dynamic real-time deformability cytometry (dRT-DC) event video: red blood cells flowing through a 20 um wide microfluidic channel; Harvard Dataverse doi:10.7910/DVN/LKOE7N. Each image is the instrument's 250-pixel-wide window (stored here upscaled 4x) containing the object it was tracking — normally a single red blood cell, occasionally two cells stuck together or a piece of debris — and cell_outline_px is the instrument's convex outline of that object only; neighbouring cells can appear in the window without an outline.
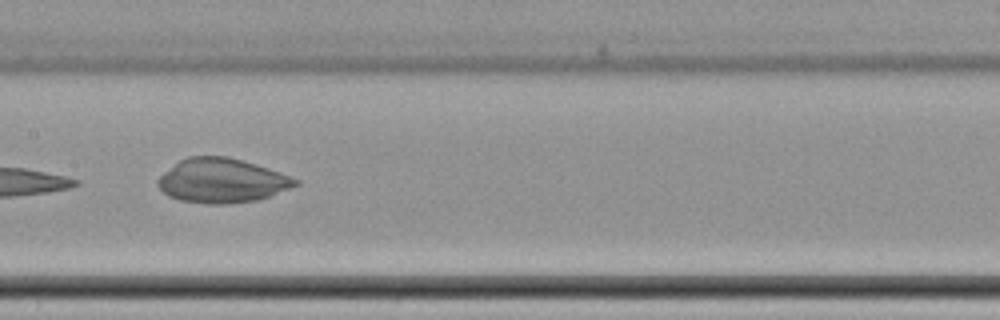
{"species": "common noctule bat (a hibernating species)", "species_latin": "Nyctalus noctula", "temperature_condition": "cold", "stored_images_in_passage": 12, "camera_frame_rate_fps": 3000, "um_per_image_px": 0.085, "animal": {"sex": "female", "body_mass_g": 22.7, "forearm_length_mm": 54.2}, "frame": {"image": 1, "passage_image": 9, "time_ms": 10.667, "image_size_px": [1000, 320], "cell_outline_px": [[300, 184], [268, 196], [256, 200], [228, 204], [208, 204], [180, 200], [168, 196], [156, 184], [156, 180], [164, 172], [180, 160], [188, 156], [228, 156], [256, 164], [292, 176], [300, 180]], "centroid_in_image_um": [18.86, 15.35], "position_along_channel_um": 188.5, "area_um2": 35.49}}
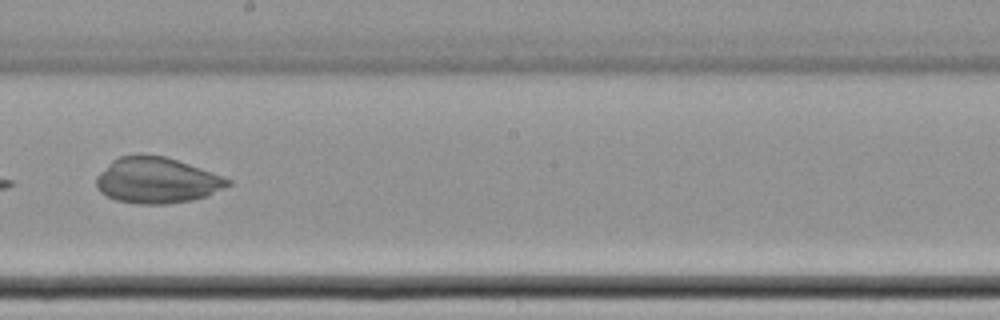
{"frame": {"image": 2, "passage_image": 10, "time_ms": 12.0, "image_size_px": [1000, 320], "cell_outline_px": [[232, 184], [208, 196], [192, 200], [168, 204], [140, 204], [116, 200], [100, 192], [96, 188], [96, 176], [112, 160], [120, 156], [164, 156], [212, 172], [232, 180]], "centroid_in_image_um": [13.34, 15.36], "position_along_channel_um": 234.9, "area_um2": 34.85}}
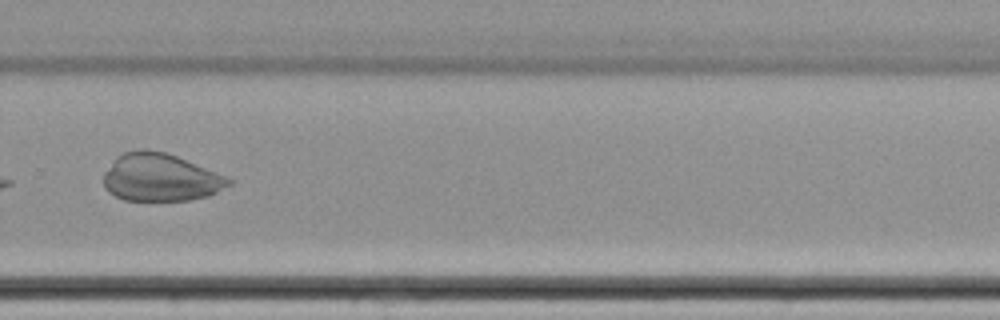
{"frame": {"image": 3, "passage_image": 12, "time_ms": 14.333, "image_size_px": [1000, 320], "cell_outline_px": [[232, 184], [208, 196], [188, 200], [124, 200], [108, 192], [104, 188], [104, 172], [116, 156], [124, 152], [140, 148], [144, 148], [164, 152], [176, 156], [224, 176], [232, 180]], "centroid_in_image_um": [13.58, 15.08], "position_along_channel_um": 316.2, "area_um2": 34.56}}